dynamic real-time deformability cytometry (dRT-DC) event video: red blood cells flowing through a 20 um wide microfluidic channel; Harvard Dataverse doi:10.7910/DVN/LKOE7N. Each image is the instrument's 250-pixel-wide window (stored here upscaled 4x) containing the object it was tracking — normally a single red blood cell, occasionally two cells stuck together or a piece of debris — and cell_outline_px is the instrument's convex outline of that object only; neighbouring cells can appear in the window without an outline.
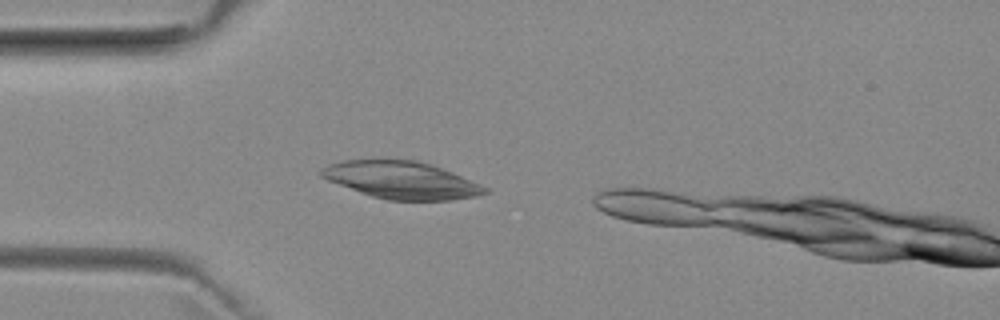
{"species": "common noctule bat (a hibernating species)", "species_latin": "Nyctalus noctula", "temperature_condition": "room temperature", "stored_images_in_passage": 8, "camera_frame_rate_fps": 3000, "um_per_image_px": 0.085, "animal": {"sex": "female", "body_mass_g": 29.2, "forearm_length_mm": 56.3}, "frame": {"image": 1, "passage_image": 6, "time_ms": 1.667, "image_size_px": [1000, 320], "cell_outline_px": [[492, 192], [476, 196], [452, 200], [388, 200], [372, 196], [360, 192], [328, 180], [320, 176], [320, 168], [328, 164], [344, 160], [384, 156], [416, 160], [432, 164], [452, 172], [480, 184], [488, 188]], "centroid_in_image_um": [34.09, 15.25], "position_along_channel_um": 50.9, "area_um2": 36.47}}